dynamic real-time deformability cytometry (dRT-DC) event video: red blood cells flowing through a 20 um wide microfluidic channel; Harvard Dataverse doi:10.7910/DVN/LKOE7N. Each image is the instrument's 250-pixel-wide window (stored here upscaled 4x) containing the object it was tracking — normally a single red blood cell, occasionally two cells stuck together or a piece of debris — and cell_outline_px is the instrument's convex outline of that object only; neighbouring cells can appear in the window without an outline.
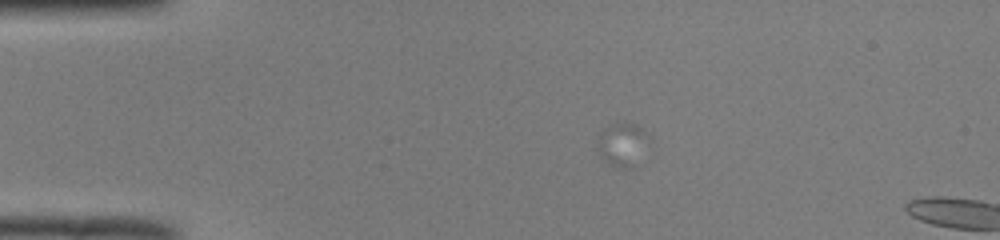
{"species": "common noctule bat (a hibernating species)", "species_latin": "Nyctalus noctula", "temperature_condition": "room temperature", "stored_images_in_passage": 3, "camera_frame_rate_fps": 3000, "um_per_image_px": 0.085, "animal": {"sex": "male", "body_mass_g": 19.0, "forearm_length_mm": 50.8}, "frame": {"image": 1, "passage_image": 1, "time_ms": 0.0, "image_size_px": [1000, 240], "cell_outline_px": [[652, 136], [632, 168], [620, 168], [612, 164], [600, 156], [596, 132], [612, 124], [624, 120], [636, 124]], "centroid_in_image_um": [52.9, 12.19], "position_along_channel_um": 32.1, "area_um2": 13.18}}